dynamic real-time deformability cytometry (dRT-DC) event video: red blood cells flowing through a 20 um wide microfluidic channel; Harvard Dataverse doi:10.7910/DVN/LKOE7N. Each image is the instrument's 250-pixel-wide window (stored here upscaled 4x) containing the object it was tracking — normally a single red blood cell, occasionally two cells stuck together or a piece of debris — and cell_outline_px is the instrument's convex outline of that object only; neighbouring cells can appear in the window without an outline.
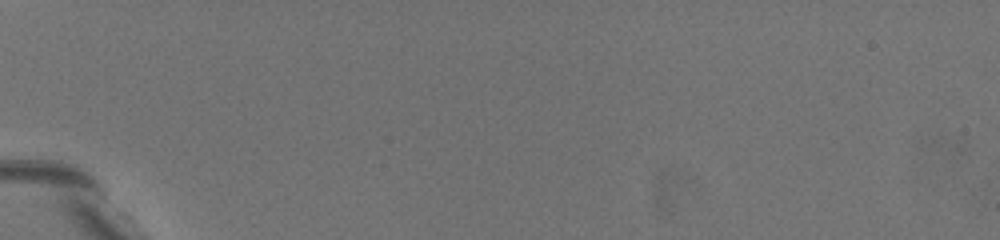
{"species": "common noctule bat (a hibernating species)", "species_latin": "Nyctalus noctula", "temperature_condition": "warm", "stored_images_in_passage": 2, "camera_frame_rate_fps": 3000, "um_per_image_px": 0.085, "animal": {"sex": "female", "body_mass_g": 19.5, "forearm_length_mm": 54.1}, "frame": {"image": 1, "passage_image": 1, "time_ms": 0.0, "image_size_px": [1000, 240], "cell_outline_px": [[192, 224], [168, 208], [120, 168], [116, 164], [100, 140], [104, 136], [112, 136], [132, 144], [140, 152], [192, 212]], "centroid_in_image_um": [12.32, 14.85], "position_along_channel_um": 72.7, "area_um2": 16.01}}